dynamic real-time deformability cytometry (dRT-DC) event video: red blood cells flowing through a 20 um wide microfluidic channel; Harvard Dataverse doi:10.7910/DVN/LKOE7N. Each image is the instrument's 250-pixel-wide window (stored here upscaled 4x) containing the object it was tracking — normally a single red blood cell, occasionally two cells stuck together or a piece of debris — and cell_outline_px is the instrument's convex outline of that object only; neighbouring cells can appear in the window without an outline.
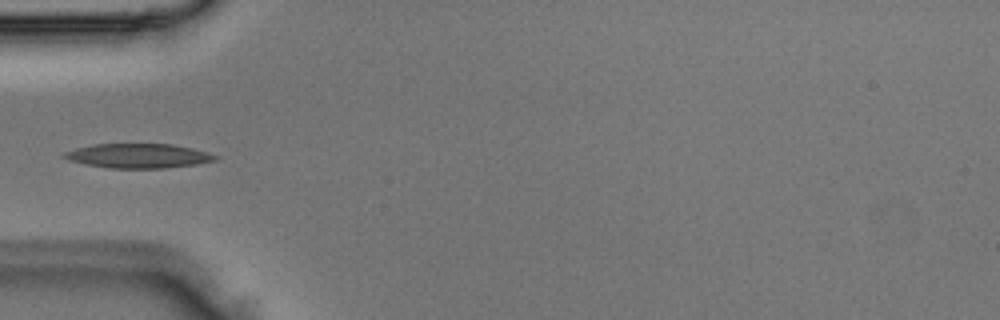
{"species": "Egyptian fruit bat (a non-hibernating species)", "species_latin": "Rousettus aegyptiacus", "temperature_condition": "room temperature", "stored_images_in_passage": 3, "camera_frame_rate_fps": 3000, "um_per_image_px": 0.085, "animal": {"sex": "male"}, "frame": {"image": 1, "passage_image": 3, "time_ms": 0.667, "image_size_px": [1000, 320], "cell_outline_px": [[220, 156], [216, 160], [196, 164], [164, 168], [108, 168], [84, 164], [68, 160], [60, 156], [64, 152], [76, 148], [92, 144], [172, 144], [192, 148], [208, 152]], "centroid_in_image_um": [11.73, 13.24], "position_along_channel_um": 73.3, "area_um2": 21.62}}